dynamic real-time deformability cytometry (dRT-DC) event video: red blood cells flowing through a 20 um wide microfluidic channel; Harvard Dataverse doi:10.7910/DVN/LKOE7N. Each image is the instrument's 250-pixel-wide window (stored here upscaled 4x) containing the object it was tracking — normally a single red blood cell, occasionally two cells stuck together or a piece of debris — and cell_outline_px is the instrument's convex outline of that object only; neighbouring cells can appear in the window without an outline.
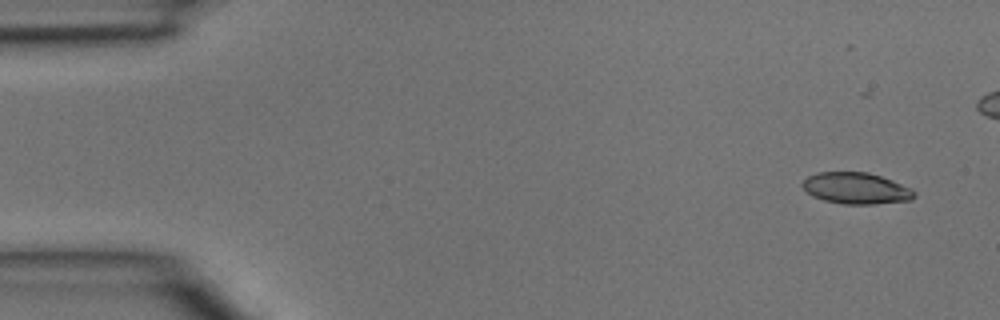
{"species": "common noctule bat (a hibernating species)", "species_latin": "Nyctalus noctula", "temperature_condition": "room temperature", "stored_images_in_passage": 4, "camera_frame_rate_fps": 3000, "um_per_image_px": 0.085, "animal": {"sex": "male", "body_mass_g": 15.6}, "frame": {"image": 1, "passage_image": 1, "time_ms": 0.0, "image_size_px": [1000, 320], "cell_outline_px": [[916, 196], [908, 200], [876, 204], [844, 204], [824, 200], [812, 196], [800, 184], [808, 176], [816, 172], [868, 172], [892, 180], [912, 188], [916, 192]], "centroid_in_image_um": [72.77, 16.0], "position_along_channel_um": 12.2, "area_um2": 20.46}}